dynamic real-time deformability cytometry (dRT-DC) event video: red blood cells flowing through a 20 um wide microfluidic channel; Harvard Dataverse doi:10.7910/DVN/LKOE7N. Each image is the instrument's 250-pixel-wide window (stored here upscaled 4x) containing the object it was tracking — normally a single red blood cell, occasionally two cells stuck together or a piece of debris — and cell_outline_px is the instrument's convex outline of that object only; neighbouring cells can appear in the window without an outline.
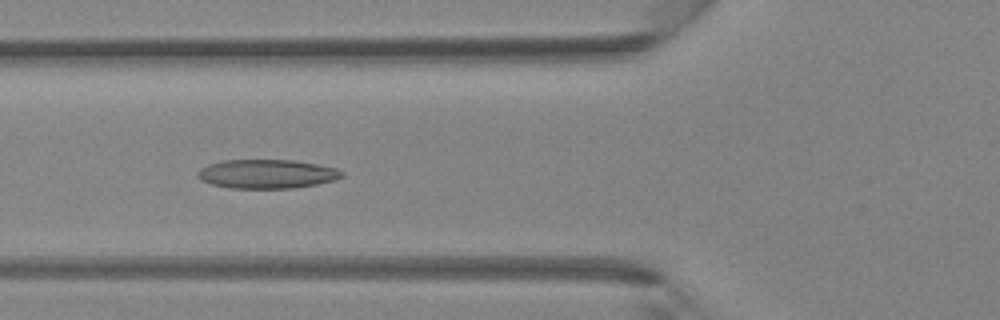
{"species": "Egyptian fruit bat (a non-hibernating species)", "species_latin": "Rousettus aegyptiacus", "temperature_condition": "room temperature", "stored_images_in_passage": 41, "camera_frame_rate_fps": 3000, "um_per_image_px": 0.085, "animal": {"sex": "female"}, "frame": {"image": 1, "passage_image": 15, "time_ms": 4.667, "image_size_px": [1000, 320], "cell_outline_px": [[344, 176], [336, 180], [316, 184], [292, 188], [232, 188], [212, 184], [200, 180], [196, 176], [196, 172], [200, 168], [208, 164], [224, 160], [292, 160], [316, 164], [336, 168], [344, 172]], "centroid_in_image_um": [22.67, 14.78], "position_along_channel_um": 103.1, "area_um2": 24.39}}
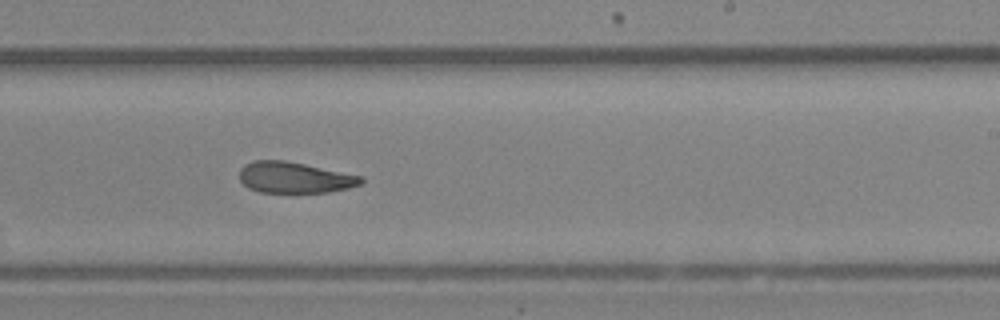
{"frame": {"image": 2, "passage_image": 25, "time_ms": 8.0, "image_size_px": [1000, 320], "cell_outline_px": [[364, 180], [360, 184], [348, 188], [328, 192], [260, 192], [248, 188], [240, 180], [240, 168], [244, 164], [252, 160], [284, 160], [364, 176]], "centroid_in_image_um": [25.03, 15.08], "position_along_channel_um": 264.0, "area_um2": 22.02}}
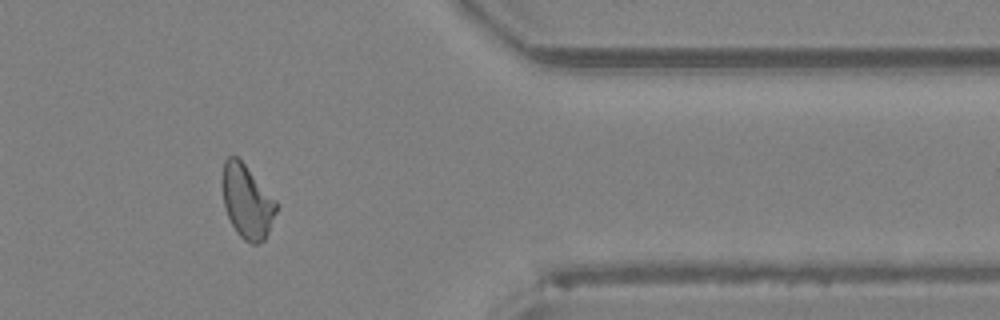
{"frame": {"image": 3, "passage_image": 34, "time_ms": 11.0, "image_size_px": [1000, 320], "cell_outline_px": [[276, 212], [268, 232], [264, 240], [256, 244], [252, 244], [244, 240], [236, 232], [224, 208], [220, 180], [224, 160], [228, 156], [236, 156], [244, 164], [276, 200]], "centroid_in_image_um": [20.95, 17.11], "position_along_channel_um": 390.5, "area_um2": 23.18}}